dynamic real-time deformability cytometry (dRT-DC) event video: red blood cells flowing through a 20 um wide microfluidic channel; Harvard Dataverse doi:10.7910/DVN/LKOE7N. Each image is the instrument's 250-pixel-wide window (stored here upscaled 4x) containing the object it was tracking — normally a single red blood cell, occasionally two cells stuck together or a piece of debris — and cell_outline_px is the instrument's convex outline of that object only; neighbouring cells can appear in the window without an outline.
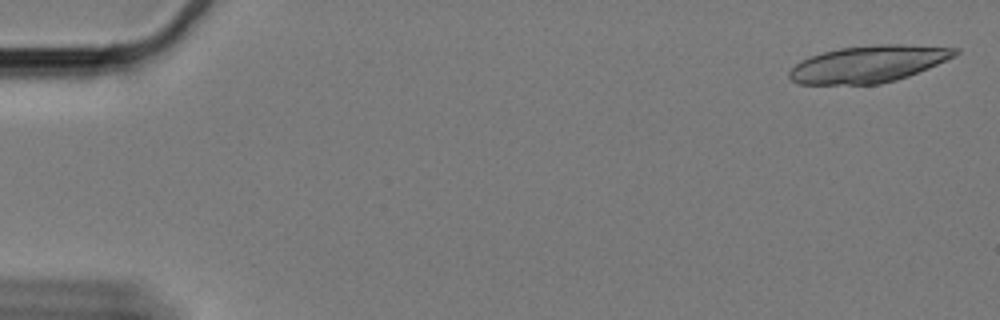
{"species": "Egyptian fruit bat (a non-hibernating species)", "species_latin": "Rousettus aegyptiacus", "temperature_condition": "cold", "stored_images_in_passage": 22, "camera_frame_rate_fps": 3000, "um_per_image_px": 0.085, "animal": {"sex": "female"}, "frame": {"image": 1, "passage_image": 2, "time_ms": 0.333, "image_size_px": [1000, 320], "cell_outline_px": [[960, 52], [956, 56], [928, 68], [908, 76], [896, 80], [880, 84], [800, 84], [792, 80], [788, 76], [788, 72], [800, 60], [808, 56], [840, 48], [880, 44], [900, 44], [960, 48]], "centroid_in_image_um": [73.83, 5.43], "position_along_channel_um": 11.2, "area_um2": 35.6}}